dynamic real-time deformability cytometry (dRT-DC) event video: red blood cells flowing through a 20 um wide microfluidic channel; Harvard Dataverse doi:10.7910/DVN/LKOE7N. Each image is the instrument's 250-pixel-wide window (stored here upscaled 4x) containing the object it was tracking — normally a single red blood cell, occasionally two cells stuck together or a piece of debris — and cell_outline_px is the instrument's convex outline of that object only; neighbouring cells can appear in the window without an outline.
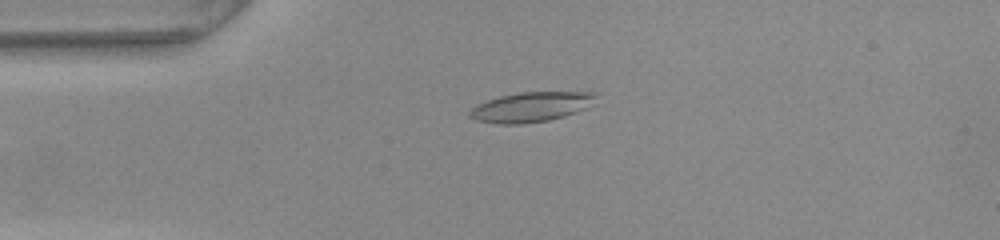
{"species": "common noctule bat (a hibernating species)", "species_latin": "Nyctalus noctula", "temperature_condition": "warm", "stored_images_in_passage": 42, "camera_frame_rate_fps": 3000, "um_per_image_px": 0.085, "animal": {"sex": "female", "body_mass_g": 22.0, "forearm_length_mm": 56.7}, "frame": {"image": 1, "passage_image": 1, "time_ms": 0.0, "image_size_px": [1000, 240], "cell_outline_px": [[596, 96], [584, 108], [564, 116], [548, 120], [520, 124], [496, 124], [476, 120], [468, 116], [468, 112], [476, 104], [500, 96], [520, 92], [596, 92]], "centroid_in_image_um": [45.05, 9.09], "position_along_channel_um": 40.0, "area_um2": 21.62}}
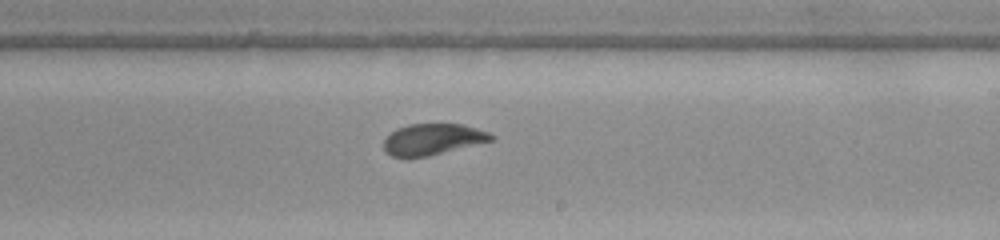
{"frame": {"image": 2, "passage_image": 20, "time_ms": 6.333, "image_size_px": [1000, 240], "cell_outline_px": [[496, 136], [492, 140], [428, 156], [392, 156], [384, 152], [384, 140], [396, 128], [408, 124], [464, 124], [488, 132]], "centroid_in_image_um": [36.77, 11.82], "position_along_channel_um": 252.2, "area_um2": 19.25}}
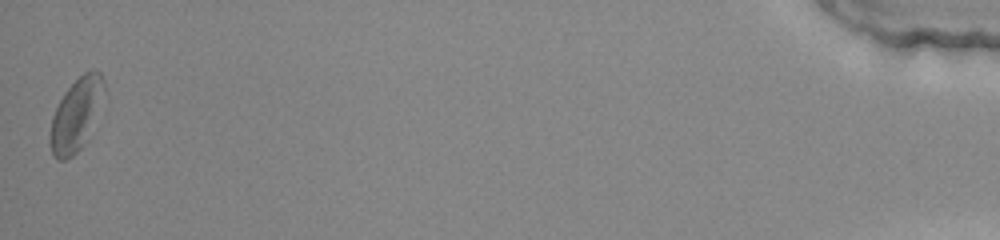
{"frame": {"image": 3, "passage_image": 42, "time_ms": 13.667, "image_size_px": [1000, 240], "cell_outline_px": [[104, 84], [88, 140], [72, 156], [64, 160], [56, 160], [48, 144], [48, 136], [52, 116], [64, 92], [84, 72], [100, 72], [104, 80]], "centroid_in_image_um": [6.39, 9.82], "position_along_channel_um": 428.8, "area_um2": 22.2}, "authors_computed_cell_mechanics": {"area_um2": 20.1144, "velocity_mm_per_s": 3.7658, "shape_relaxation_time_tau1_ms": 3.5971, "shape_relaxation_time_tau2_ms": 1.7227, "deformation_change_tau1": 0.1245, "deformation_change_tau2": 0.0694}}